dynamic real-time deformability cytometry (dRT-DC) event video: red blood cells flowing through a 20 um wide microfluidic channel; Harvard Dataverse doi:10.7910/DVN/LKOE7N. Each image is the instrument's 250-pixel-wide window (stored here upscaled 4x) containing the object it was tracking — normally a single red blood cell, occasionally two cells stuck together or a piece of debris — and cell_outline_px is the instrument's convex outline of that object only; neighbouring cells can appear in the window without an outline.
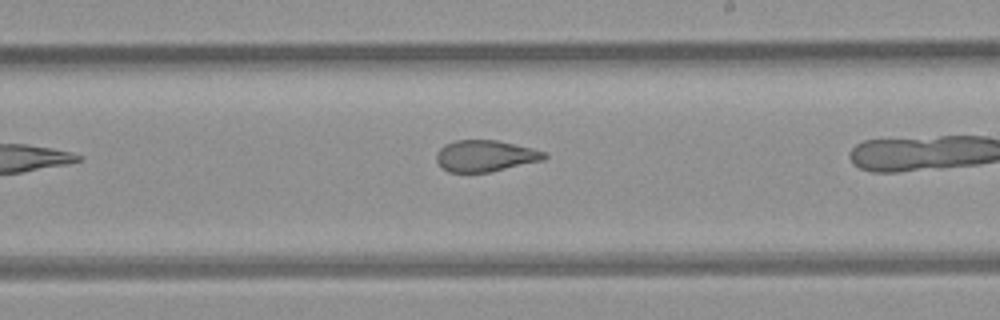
{"species": "common noctule bat (a hibernating species)", "species_latin": "Nyctalus noctula", "temperature_condition": "room temperature", "stored_images_in_passage": 9, "segment_of_instrument_passage": [1, 2], "camera_frame_rate_fps": 3000, "um_per_image_px": 0.085, "animal": {"sex": "female", "body_mass_g": 21.9}, "frame": {"image": 1, "passage_image": 8, "time_ms": 8.333, "image_size_px": [1000, 320], "cell_outline_px": [[548, 156], [544, 160], [488, 172], [448, 172], [436, 160], [436, 152], [444, 144], [456, 140], [496, 140], [532, 148], [544, 152]], "centroid_in_image_um": [41.23, 13.24], "position_along_channel_um": 247.8, "area_um2": 19.59}}